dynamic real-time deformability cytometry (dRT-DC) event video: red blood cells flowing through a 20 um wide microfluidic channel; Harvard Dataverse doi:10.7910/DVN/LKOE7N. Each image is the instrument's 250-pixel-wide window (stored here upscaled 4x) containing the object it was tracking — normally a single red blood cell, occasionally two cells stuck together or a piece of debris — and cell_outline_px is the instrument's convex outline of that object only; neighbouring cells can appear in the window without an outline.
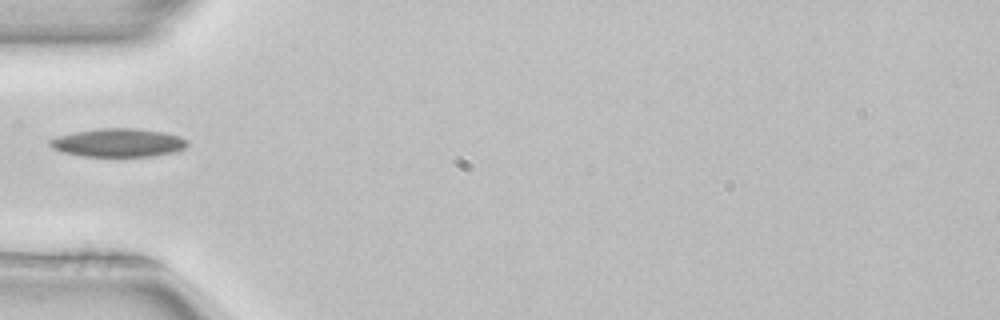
{"species": "common noctule bat (a hibernating species)", "species_latin": "Nyctalus noctula", "temperature_condition": "room temperature", "stored_images_in_passage": 13, "camera_frame_rate_fps": 3000, "um_per_image_px": 0.085, "animal": {"sex": "female", "body_mass_g": 22.7, "forearm_length_mm": 54.2}, "frame": {"image": 1, "passage_image": 1, "time_ms": 0.0, "image_size_px": [1000, 320], "cell_outline_px": [[188, 144], [184, 148], [176, 152], [152, 156], [84, 156], [64, 152], [52, 148], [48, 144], [48, 140], [60, 136], [76, 132], [100, 128], [136, 128], [164, 132], [180, 136], [188, 140]], "centroid_in_image_um": [10.1, 12.13], "position_along_channel_um": 74.9, "area_um2": 22.66}}